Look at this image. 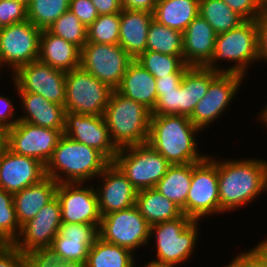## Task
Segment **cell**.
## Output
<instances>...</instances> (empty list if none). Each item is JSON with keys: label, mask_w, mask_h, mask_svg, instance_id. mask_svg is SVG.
<instances>
[{"label": "cell", "mask_w": 267, "mask_h": 267, "mask_svg": "<svg viewBox=\"0 0 267 267\" xmlns=\"http://www.w3.org/2000/svg\"><path fill=\"white\" fill-rule=\"evenodd\" d=\"M220 213L241 208L267 190V162L218 160Z\"/></svg>", "instance_id": "6da1fadb"}, {"label": "cell", "mask_w": 267, "mask_h": 267, "mask_svg": "<svg viewBox=\"0 0 267 267\" xmlns=\"http://www.w3.org/2000/svg\"><path fill=\"white\" fill-rule=\"evenodd\" d=\"M198 131L200 129L186 116H151L147 143L170 164L199 163L207 156L197 152L194 135Z\"/></svg>", "instance_id": "7a4b0ae2"}, {"label": "cell", "mask_w": 267, "mask_h": 267, "mask_svg": "<svg viewBox=\"0 0 267 267\" xmlns=\"http://www.w3.org/2000/svg\"><path fill=\"white\" fill-rule=\"evenodd\" d=\"M110 163L98 150L63 134L45 165V173L58 184H83L91 178H96L95 176L99 178L98 176Z\"/></svg>", "instance_id": "3957f363"}, {"label": "cell", "mask_w": 267, "mask_h": 267, "mask_svg": "<svg viewBox=\"0 0 267 267\" xmlns=\"http://www.w3.org/2000/svg\"><path fill=\"white\" fill-rule=\"evenodd\" d=\"M151 111L113 90L104 112L112 142L120 149L148 142Z\"/></svg>", "instance_id": "277c9868"}, {"label": "cell", "mask_w": 267, "mask_h": 267, "mask_svg": "<svg viewBox=\"0 0 267 267\" xmlns=\"http://www.w3.org/2000/svg\"><path fill=\"white\" fill-rule=\"evenodd\" d=\"M222 59L234 61L236 65L227 69L215 66L218 60ZM257 60H259L258 25L256 20H245L238 27L216 36L213 57L205 67L219 73L245 76L248 65Z\"/></svg>", "instance_id": "5b68a950"}, {"label": "cell", "mask_w": 267, "mask_h": 267, "mask_svg": "<svg viewBox=\"0 0 267 267\" xmlns=\"http://www.w3.org/2000/svg\"><path fill=\"white\" fill-rule=\"evenodd\" d=\"M198 222L182 214L176 219L150 226V236H156L158 258L152 261L176 267L189 260L196 247Z\"/></svg>", "instance_id": "8992f818"}, {"label": "cell", "mask_w": 267, "mask_h": 267, "mask_svg": "<svg viewBox=\"0 0 267 267\" xmlns=\"http://www.w3.org/2000/svg\"><path fill=\"white\" fill-rule=\"evenodd\" d=\"M113 163L137 191L155 188L171 165L148 143L120 148Z\"/></svg>", "instance_id": "52a82bcc"}, {"label": "cell", "mask_w": 267, "mask_h": 267, "mask_svg": "<svg viewBox=\"0 0 267 267\" xmlns=\"http://www.w3.org/2000/svg\"><path fill=\"white\" fill-rule=\"evenodd\" d=\"M65 90V110L87 115H104L113 91L81 66L66 72Z\"/></svg>", "instance_id": "ba28073f"}, {"label": "cell", "mask_w": 267, "mask_h": 267, "mask_svg": "<svg viewBox=\"0 0 267 267\" xmlns=\"http://www.w3.org/2000/svg\"><path fill=\"white\" fill-rule=\"evenodd\" d=\"M133 60L119 44L86 42L81 49L80 66L116 90Z\"/></svg>", "instance_id": "9c48e42d"}, {"label": "cell", "mask_w": 267, "mask_h": 267, "mask_svg": "<svg viewBox=\"0 0 267 267\" xmlns=\"http://www.w3.org/2000/svg\"><path fill=\"white\" fill-rule=\"evenodd\" d=\"M207 157L192 163V179L186 198V216L199 221L203 216L220 214L218 160ZM210 214V215H209Z\"/></svg>", "instance_id": "30bf717a"}, {"label": "cell", "mask_w": 267, "mask_h": 267, "mask_svg": "<svg viewBox=\"0 0 267 267\" xmlns=\"http://www.w3.org/2000/svg\"><path fill=\"white\" fill-rule=\"evenodd\" d=\"M99 237L133 252L139 246L148 244L150 225L134 205L102 216Z\"/></svg>", "instance_id": "8fae6325"}, {"label": "cell", "mask_w": 267, "mask_h": 267, "mask_svg": "<svg viewBox=\"0 0 267 267\" xmlns=\"http://www.w3.org/2000/svg\"><path fill=\"white\" fill-rule=\"evenodd\" d=\"M41 31L29 20L0 28V67L7 63L14 73L38 60Z\"/></svg>", "instance_id": "7c38bea8"}, {"label": "cell", "mask_w": 267, "mask_h": 267, "mask_svg": "<svg viewBox=\"0 0 267 267\" xmlns=\"http://www.w3.org/2000/svg\"><path fill=\"white\" fill-rule=\"evenodd\" d=\"M13 75L18 92L35 93L53 103L64 105L66 72L38 59L19 67Z\"/></svg>", "instance_id": "4fadbf2b"}, {"label": "cell", "mask_w": 267, "mask_h": 267, "mask_svg": "<svg viewBox=\"0 0 267 267\" xmlns=\"http://www.w3.org/2000/svg\"><path fill=\"white\" fill-rule=\"evenodd\" d=\"M63 132L19 121L6 130V146L15 154L35 158L46 165Z\"/></svg>", "instance_id": "5bb4252c"}, {"label": "cell", "mask_w": 267, "mask_h": 267, "mask_svg": "<svg viewBox=\"0 0 267 267\" xmlns=\"http://www.w3.org/2000/svg\"><path fill=\"white\" fill-rule=\"evenodd\" d=\"M245 76L235 73H220L209 85L205 96L196 104L189 119L203 130L215 121L227 108L240 88Z\"/></svg>", "instance_id": "9a60e30c"}, {"label": "cell", "mask_w": 267, "mask_h": 267, "mask_svg": "<svg viewBox=\"0 0 267 267\" xmlns=\"http://www.w3.org/2000/svg\"><path fill=\"white\" fill-rule=\"evenodd\" d=\"M63 134L98 150L110 162H113L119 150L111 140L103 115L76 114L66 111Z\"/></svg>", "instance_id": "2e32d148"}, {"label": "cell", "mask_w": 267, "mask_h": 267, "mask_svg": "<svg viewBox=\"0 0 267 267\" xmlns=\"http://www.w3.org/2000/svg\"><path fill=\"white\" fill-rule=\"evenodd\" d=\"M61 224V206L55 197L41 208L33 219L21 226L20 233L12 245L22 254L51 246Z\"/></svg>", "instance_id": "e0dca14e"}, {"label": "cell", "mask_w": 267, "mask_h": 267, "mask_svg": "<svg viewBox=\"0 0 267 267\" xmlns=\"http://www.w3.org/2000/svg\"><path fill=\"white\" fill-rule=\"evenodd\" d=\"M81 183H59L56 197L61 206V220L66 223L100 224L101 215L94 186Z\"/></svg>", "instance_id": "ac0fdd59"}, {"label": "cell", "mask_w": 267, "mask_h": 267, "mask_svg": "<svg viewBox=\"0 0 267 267\" xmlns=\"http://www.w3.org/2000/svg\"><path fill=\"white\" fill-rule=\"evenodd\" d=\"M46 177L45 165L35 158L13 153L7 147L0 156V188L9 193L22 191Z\"/></svg>", "instance_id": "d6986e66"}, {"label": "cell", "mask_w": 267, "mask_h": 267, "mask_svg": "<svg viewBox=\"0 0 267 267\" xmlns=\"http://www.w3.org/2000/svg\"><path fill=\"white\" fill-rule=\"evenodd\" d=\"M99 176L103 184L95 190L101 217L135 205L137 190L113 162Z\"/></svg>", "instance_id": "ffe728a7"}, {"label": "cell", "mask_w": 267, "mask_h": 267, "mask_svg": "<svg viewBox=\"0 0 267 267\" xmlns=\"http://www.w3.org/2000/svg\"><path fill=\"white\" fill-rule=\"evenodd\" d=\"M100 224L62 222L52 247L63 260L86 263L90 247L99 237Z\"/></svg>", "instance_id": "44dd1931"}, {"label": "cell", "mask_w": 267, "mask_h": 267, "mask_svg": "<svg viewBox=\"0 0 267 267\" xmlns=\"http://www.w3.org/2000/svg\"><path fill=\"white\" fill-rule=\"evenodd\" d=\"M216 36L212 26L198 15L183 32L184 63L205 67L213 57Z\"/></svg>", "instance_id": "7402d4cb"}, {"label": "cell", "mask_w": 267, "mask_h": 267, "mask_svg": "<svg viewBox=\"0 0 267 267\" xmlns=\"http://www.w3.org/2000/svg\"><path fill=\"white\" fill-rule=\"evenodd\" d=\"M153 13L138 10L120 12L119 45L135 60L146 51Z\"/></svg>", "instance_id": "603a6c76"}, {"label": "cell", "mask_w": 267, "mask_h": 267, "mask_svg": "<svg viewBox=\"0 0 267 267\" xmlns=\"http://www.w3.org/2000/svg\"><path fill=\"white\" fill-rule=\"evenodd\" d=\"M22 100V108L25 116H20L19 121L28 122L33 125L55 129H65V107L53 103L41 95L31 92H18Z\"/></svg>", "instance_id": "cb8c5ba5"}, {"label": "cell", "mask_w": 267, "mask_h": 267, "mask_svg": "<svg viewBox=\"0 0 267 267\" xmlns=\"http://www.w3.org/2000/svg\"><path fill=\"white\" fill-rule=\"evenodd\" d=\"M116 90L120 94L142 104L151 112L156 106L158 98L156 78L136 60L129 64Z\"/></svg>", "instance_id": "d4e9b609"}, {"label": "cell", "mask_w": 267, "mask_h": 267, "mask_svg": "<svg viewBox=\"0 0 267 267\" xmlns=\"http://www.w3.org/2000/svg\"><path fill=\"white\" fill-rule=\"evenodd\" d=\"M58 183L46 176L40 182L13 194L17 221L22 226L56 197Z\"/></svg>", "instance_id": "484cf974"}, {"label": "cell", "mask_w": 267, "mask_h": 267, "mask_svg": "<svg viewBox=\"0 0 267 267\" xmlns=\"http://www.w3.org/2000/svg\"><path fill=\"white\" fill-rule=\"evenodd\" d=\"M81 50L74 44L50 33L41 31L39 60L64 72L80 67Z\"/></svg>", "instance_id": "4316f807"}, {"label": "cell", "mask_w": 267, "mask_h": 267, "mask_svg": "<svg viewBox=\"0 0 267 267\" xmlns=\"http://www.w3.org/2000/svg\"><path fill=\"white\" fill-rule=\"evenodd\" d=\"M207 67L190 66L179 87V115L190 117L196 104L207 93L210 83L219 75Z\"/></svg>", "instance_id": "83f0119b"}, {"label": "cell", "mask_w": 267, "mask_h": 267, "mask_svg": "<svg viewBox=\"0 0 267 267\" xmlns=\"http://www.w3.org/2000/svg\"><path fill=\"white\" fill-rule=\"evenodd\" d=\"M136 207L150 226L180 217L181 208L156 188L137 191Z\"/></svg>", "instance_id": "f1b7e54d"}, {"label": "cell", "mask_w": 267, "mask_h": 267, "mask_svg": "<svg viewBox=\"0 0 267 267\" xmlns=\"http://www.w3.org/2000/svg\"><path fill=\"white\" fill-rule=\"evenodd\" d=\"M199 15V0H160L153 19L161 25L184 32Z\"/></svg>", "instance_id": "f546056e"}, {"label": "cell", "mask_w": 267, "mask_h": 267, "mask_svg": "<svg viewBox=\"0 0 267 267\" xmlns=\"http://www.w3.org/2000/svg\"><path fill=\"white\" fill-rule=\"evenodd\" d=\"M192 179V163L171 164L155 188L177 204L186 216V198Z\"/></svg>", "instance_id": "4dcf8cb0"}, {"label": "cell", "mask_w": 267, "mask_h": 267, "mask_svg": "<svg viewBox=\"0 0 267 267\" xmlns=\"http://www.w3.org/2000/svg\"><path fill=\"white\" fill-rule=\"evenodd\" d=\"M134 253L98 237L90 247L85 267H134Z\"/></svg>", "instance_id": "1f68e13d"}, {"label": "cell", "mask_w": 267, "mask_h": 267, "mask_svg": "<svg viewBox=\"0 0 267 267\" xmlns=\"http://www.w3.org/2000/svg\"><path fill=\"white\" fill-rule=\"evenodd\" d=\"M199 15L212 26L217 35L230 31L245 21L223 0L199 1Z\"/></svg>", "instance_id": "d6a6232c"}, {"label": "cell", "mask_w": 267, "mask_h": 267, "mask_svg": "<svg viewBox=\"0 0 267 267\" xmlns=\"http://www.w3.org/2000/svg\"><path fill=\"white\" fill-rule=\"evenodd\" d=\"M146 50L183 56V33L153 20L148 30Z\"/></svg>", "instance_id": "836d02e7"}, {"label": "cell", "mask_w": 267, "mask_h": 267, "mask_svg": "<svg viewBox=\"0 0 267 267\" xmlns=\"http://www.w3.org/2000/svg\"><path fill=\"white\" fill-rule=\"evenodd\" d=\"M135 60L156 79L171 74H184L190 67L184 63L183 56H172L150 50H146Z\"/></svg>", "instance_id": "e575fe53"}, {"label": "cell", "mask_w": 267, "mask_h": 267, "mask_svg": "<svg viewBox=\"0 0 267 267\" xmlns=\"http://www.w3.org/2000/svg\"><path fill=\"white\" fill-rule=\"evenodd\" d=\"M70 0H31L27 18L37 28L44 30L69 10Z\"/></svg>", "instance_id": "d590c367"}, {"label": "cell", "mask_w": 267, "mask_h": 267, "mask_svg": "<svg viewBox=\"0 0 267 267\" xmlns=\"http://www.w3.org/2000/svg\"><path fill=\"white\" fill-rule=\"evenodd\" d=\"M47 30L76 45L80 50L87 42V27L70 10L63 13Z\"/></svg>", "instance_id": "8d00e7d4"}, {"label": "cell", "mask_w": 267, "mask_h": 267, "mask_svg": "<svg viewBox=\"0 0 267 267\" xmlns=\"http://www.w3.org/2000/svg\"><path fill=\"white\" fill-rule=\"evenodd\" d=\"M120 12L99 15L87 27V42L119 44Z\"/></svg>", "instance_id": "74e56055"}, {"label": "cell", "mask_w": 267, "mask_h": 267, "mask_svg": "<svg viewBox=\"0 0 267 267\" xmlns=\"http://www.w3.org/2000/svg\"><path fill=\"white\" fill-rule=\"evenodd\" d=\"M21 226L17 221L13 194L0 188V244L12 245L17 239Z\"/></svg>", "instance_id": "f35d334b"}, {"label": "cell", "mask_w": 267, "mask_h": 267, "mask_svg": "<svg viewBox=\"0 0 267 267\" xmlns=\"http://www.w3.org/2000/svg\"><path fill=\"white\" fill-rule=\"evenodd\" d=\"M26 267H85L78 261L63 260L50 246L34 249L24 254Z\"/></svg>", "instance_id": "ab89813d"}, {"label": "cell", "mask_w": 267, "mask_h": 267, "mask_svg": "<svg viewBox=\"0 0 267 267\" xmlns=\"http://www.w3.org/2000/svg\"><path fill=\"white\" fill-rule=\"evenodd\" d=\"M226 267H267V239L236 256Z\"/></svg>", "instance_id": "60d3db41"}, {"label": "cell", "mask_w": 267, "mask_h": 267, "mask_svg": "<svg viewBox=\"0 0 267 267\" xmlns=\"http://www.w3.org/2000/svg\"><path fill=\"white\" fill-rule=\"evenodd\" d=\"M27 20V6L22 2L0 0V28Z\"/></svg>", "instance_id": "b9f144b4"}, {"label": "cell", "mask_w": 267, "mask_h": 267, "mask_svg": "<svg viewBox=\"0 0 267 267\" xmlns=\"http://www.w3.org/2000/svg\"><path fill=\"white\" fill-rule=\"evenodd\" d=\"M244 20H257L265 7L262 0H223Z\"/></svg>", "instance_id": "7bdbcfd3"}, {"label": "cell", "mask_w": 267, "mask_h": 267, "mask_svg": "<svg viewBox=\"0 0 267 267\" xmlns=\"http://www.w3.org/2000/svg\"><path fill=\"white\" fill-rule=\"evenodd\" d=\"M151 116L179 115V88L178 90L163 91L158 96L156 106Z\"/></svg>", "instance_id": "ee69618b"}, {"label": "cell", "mask_w": 267, "mask_h": 267, "mask_svg": "<svg viewBox=\"0 0 267 267\" xmlns=\"http://www.w3.org/2000/svg\"><path fill=\"white\" fill-rule=\"evenodd\" d=\"M69 10L73 12L86 27L99 16L91 0H70Z\"/></svg>", "instance_id": "f6af8a7d"}, {"label": "cell", "mask_w": 267, "mask_h": 267, "mask_svg": "<svg viewBox=\"0 0 267 267\" xmlns=\"http://www.w3.org/2000/svg\"><path fill=\"white\" fill-rule=\"evenodd\" d=\"M0 267H26L24 254L13 245L0 244Z\"/></svg>", "instance_id": "bcb514c9"}, {"label": "cell", "mask_w": 267, "mask_h": 267, "mask_svg": "<svg viewBox=\"0 0 267 267\" xmlns=\"http://www.w3.org/2000/svg\"><path fill=\"white\" fill-rule=\"evenodd\" d=\"M258 25V56L259 61H267V6H265L256 20ZM261 59V60H260Z\"/></svg>", "instance_id": "7dc6e473"}, {"label": "cell", "mask_w": 267, "mask_h": 267, "mask_svg": "<svg viewBox=\"0 0 267 267\" xmlns=\"http://www.w3.org/2000/svg\"><path fill=\"white\" fill-rule=\"evenodd\" d=\"M13 105L11 99L0 95V127L5 131L14 127L19 122V118L10 119L15 116Z\"/></svg>", "instance_id": "c3c4849f"}, {"label": "cell", "mask_w": 267, "mask_h": 267, "mask_svg": "<svg viewBox=\"0 0 267 267\" xmlns=\"http://www.w3.org/2000/svg\"><path fill=\"white\" fill-rule=\"evenodd\" d=\"M184 74H171L170 76H164L156 79L157 97L163 93V91L178 90L181 85L182 77Z\"/></svg>", "instance_id": "681fc988"}, {"label": "cell", "mask_w": 267, "mask_h": 267, "mask_svg": "<svg viewBox=\"0 0 267 267\" xmlns=\"http://www.w3.org/2000/svg\"><path fill=\"white\" fill-rule=\"evenodd\" d=\"M122 9L138 10L153 13L156 7L155 0H120Z\"/></svg>", "instance_id": "f907efd6"}, {"label": "cell", "mask_w": 267, "mask_h": 267, "mask_svg": "<svg viewBox=\"0 0 267 267\" xmlns=\"http://www.w3.org/2000/svg\"><path fill=\"white\" fill-rule=\"evenodd\" d=\"M99 15L122 11L120 0H91Z\"/></svg>", "instance_id": "816d5d0a"}, {"label": "cell", "mask_w": 267, "mask_h": 267, "mask_svg": "<svg viewBox=\"0 0 267 267\" xmlns=\"http://www.w3.org/2000/svg\"><path fill=\"white\" fill-rule=\"evenodd\" d=\"M142 267H173V266L165 265V264L158 263V262H155V261H149L147 264H145Z\"/></svg>", "instance_id": "f5cc1de1"}, {"label": "cell", "mask_w": 267, "mask_h": 267, "mask_svg": "<svg viewBox=\"0 0 267 267\" xmlns=\"http://www.w3.org/2000/svg\"><path fill=\"white\" fill-rule=\"evenodd\" d=\"M265 106H266L265 109L262 110V113H260L261 115L259 117H261L263 123L267 125V105Z\"/></svg>", "instance_id": "db71d44e"}, {"label": "cell", "mask_w": 267, "mask_h": 267, "mask_svg": "<svg viewBox=\"0 0 267 267\" xmlns=\"http://www.w3.org/2000/svg\"><path fill=\"white\" fill-rule=\"evenodd\" d=\"M6 147V137H0V156Z\"/></svg>", "instance_id": "11a10c76"}, {"label": "cell", "mask_w": 267, "mask_h": 267, "mask_svg": "<svg viewBox=\"0 0 267 267\" xmlns=\"http://www.w3.org/2000/svg\"><path fill=\"white\" fill-rule=\"evenodd\" d=\"M0 137H6V131L0 127Z\"/></svg>", "instance_id": "9f6ffc18"}, {"label": "cell", "mask_w": 267, "mask_h": 267, "mask_svg": "<svg viewBox=\"0 0 267 267\" xmlns=\"http://www.w3.org/2000/svg\"><path fill=\"white\" fill-rule=\"evenodd\" d=\"M19 2H22L24 5L28 6L31 0H18Z\"/></svg>", "instance_id": "6f0895ef"}, {"label": "cell", "mask_w": 267, "mask_h": 267, "mask_svg": "<svg viewBox=\"0 0 267 267\" xmlns=\"http://www.w3.org/2000/svg\"><path fill=\"white\" fill-rule=\"evenodd\" d=\"M264 6H267V0H262Z\"/></svg>", "instance_id": "680465c9"}]
</instances>
